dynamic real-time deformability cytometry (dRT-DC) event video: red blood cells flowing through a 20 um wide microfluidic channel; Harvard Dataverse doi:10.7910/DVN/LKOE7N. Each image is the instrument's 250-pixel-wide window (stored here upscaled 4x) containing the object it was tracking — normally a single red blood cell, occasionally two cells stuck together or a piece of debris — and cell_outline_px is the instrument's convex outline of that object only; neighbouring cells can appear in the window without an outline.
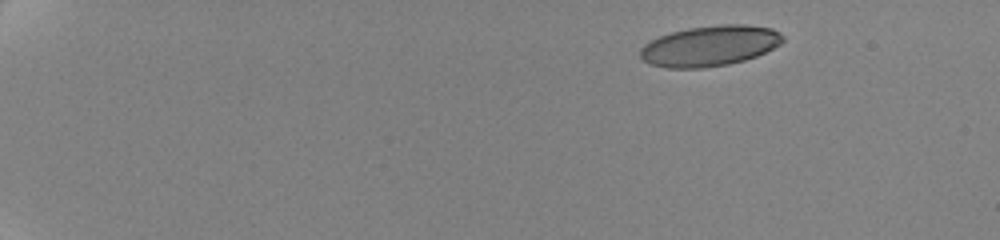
{"species": "human", "species_latin": "Homo sapiens", "temperature_condition": "cold", "stored_images_in_passage": 6, "camera_frame_rate_fps": 3000, "um_per_image_px": 0.085, "donor": {"sex": "female"}, "frame": {"image": 1, "passage_image": 1, "time_ms": 0.0, "image_size_px": [1000, 240], "cell_outline_px": [[784, 40], [780, 44], [756, 56], [744, 60], [728, 64], [704, 68], [668, 68], [648, 64], [640, 56], [640, 48], [644, 44], [660, 36], [672, 32], [688, 28], [724, 24], [744, 24], [772, 28], [780, 32], [784, 36]], "centroid_in_image_um": [60.33, 3.9], "position_along_channel_um": 24.7, "area_um2": 33.64}}
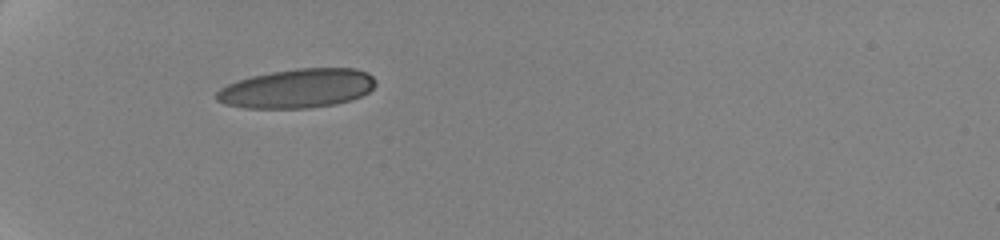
{"frame": {"image": 2, "passage_image": 5, "time_ms": 4.333, "image_size_px": [1000, 240], "cell_outline_px": [[376, 84], [368, 92], [352, 100], [336, 104], [308, 108], [244, 108], [224, 104], [216, 100], [216, 92], [220, 88], [228, 84], [252, 76], [272, 72], [296, 68], [356, 68], [368, 72], [376, 80]], "centroid_in_image_um": [25.29, 7.52], "position_along_channel_um": 59.7, "area_um2": 36.36}}